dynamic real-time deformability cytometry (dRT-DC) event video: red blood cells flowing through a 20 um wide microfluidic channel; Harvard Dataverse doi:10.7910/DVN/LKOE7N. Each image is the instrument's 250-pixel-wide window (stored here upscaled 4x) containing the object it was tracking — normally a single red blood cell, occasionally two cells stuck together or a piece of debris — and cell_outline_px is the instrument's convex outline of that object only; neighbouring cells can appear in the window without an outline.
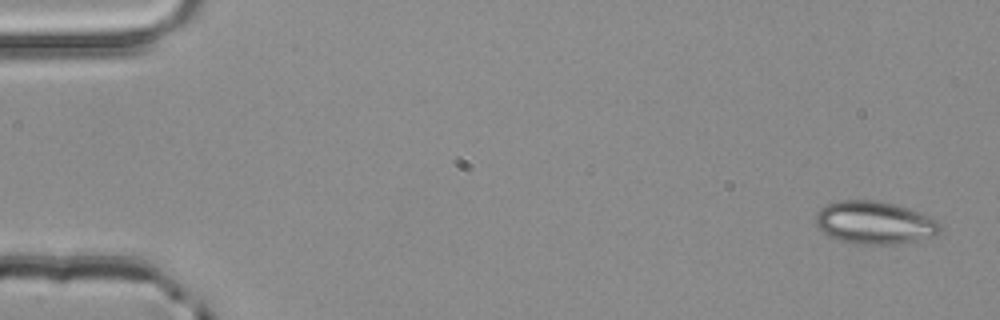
{"species": "common noctule bat (a hibernating species)", "species_latin": "Nyctalus noctula", "temperature_condition": "room temperature", "stored_images_in_passage": 5, "camera_frame_rate_fps": 3000, "um_per_image_px": 0.085, "animal": {"sex": "male", "body_mass_g": 20.4}, "frame": {"image": 1, "passage_image": 1, "time_ms": 0.0, "image_size_px": [1000, 320], "cell_outline_px": [[940, 232], [936, 236], [904, 244], [860, 244], [840, 240], [828, 236], [816, 224], [816, 212], [820, 208], [828, 204], [840, 200], [872, 200], [892, 204], [920, 212], [932, 216], [940, 220]], "centroid_in_image_um": [74.4, 18.94], "position_along_channel_um": 10.6, "area_um2": 31.21}}